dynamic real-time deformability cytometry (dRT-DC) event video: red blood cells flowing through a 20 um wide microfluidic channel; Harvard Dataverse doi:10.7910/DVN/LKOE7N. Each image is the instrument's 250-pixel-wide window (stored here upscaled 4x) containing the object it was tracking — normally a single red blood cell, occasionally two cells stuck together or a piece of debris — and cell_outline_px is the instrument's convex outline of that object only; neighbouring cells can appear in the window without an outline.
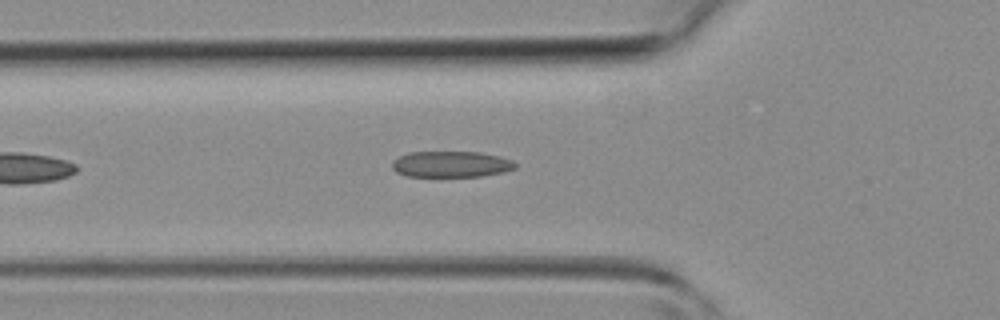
{"species": "common noctule bat (a hibernating species)", "species_latin": "Nyctalus noctula", "temperature_condition": "room temperature", "stored_images_in_passage": 10, "camera_frame_rate_fps": 3000, "um_per_image_px": 0.085, "animal": {"sex": "female", "body_mass_g": 19.3, "forearm_length_mm": 54.1}, "frame": {"image": 1, "passage_image": 6, "time_ms": 1.667, "image_size_px": [1000, 320], "cell_outline_px": [[516, 168], [500, 172], [480, 176], [408, 176], [396, 172], [392, 168], [392, 160], [408, 152], [480, 152], [500, 156], [512, 160], [516, 164]], "centroid_in_image_um": [38.32, 13.95], "position_along_channel_um": 87.5, "area_um2": 18.61}}